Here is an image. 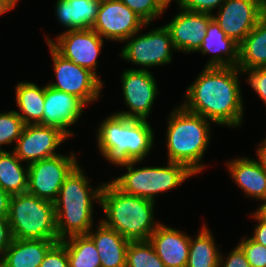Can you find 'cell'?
<instances>
[{
	"mask_svg": "<svg viewBox=\"0 0 266 267\" xmlns=\"http://www.w3.org/2000/svg\"><path fill=\"white\" fill-rule=\"evenodd\" d=\"M238 67H204L187 87L182 106L218 125L238 127L242 123L243 101Z\"/></svg>",
	"mask_w": 266,
	"mask_h": 267,
	"instance_id": "obj_1",
	"label": "cell"
},
{
	"mask_svg": "<svg viewBox=\"0 0 266 267\" xmlns=\"http://www.w3.org/2000/svg\"><path fill=\"white\" fill-rule=\"evenodd\" d=\"M104 183L90 188L89 181L78 165L62 184L54 203L59 241L86 235L93 227V203L101 200Z\"/></svg>",
	"mask_w": 266,
	"mask_h": 267,
	"instance_id": "obj_2",
	"label": "cell"
},
{
	"mask_svg": "<svg viewBox=\"0 0 266 267\" xmlns=\"http://www.w3.org/2000/svg\"><path fill=\"white\" fill-rule=\"evenodd\" d=\"M100 204L107 219L100 220L129 241H145L161 223H155L154 202L127 195L110 181L104 183Z\"/></svg>",
	"mask_w": 266,
	"mask_h": 267,
	"instance_id": "obj_3",
	"label": "cell"
},
{
	"mask_svg": "<svg viewBox=\"0 0 266 267\" xmlns=\"http://www.w3.org/2000/svg\"><path fill=\"white\" fill-rule=\"evenodd\" d=\"M98 147L112 164L142 161L153 147L154 134L147 120L112 114L99 126Z\"/></svg>",
	"mask_w": 266,
	"mask_h": 267,
	"instance_id": "obj_4",
	"label": "cell"
},
{
	"mask_svg": "<svg viewBox=\"0 0 266 267\" xmlns=\"http://www.w3.org/2000/svg\"><path fill=\"white\" fill-rule=\"evenodd\" d=\"M210 122L182 105L171 112L166 140L168 161L185 165L195 175L204 169L202 158L210 141Z\"/></svg>",
	"mask_w": 266,
	"mask_h": 267,
	"instance_id": "obj_5",
	"label": "cell"
},
{
	"mask_svg": "<svg viewBox=\"0 0 266 267\" xmlns=\"http://www.w3.org/2000/svg\"><path fill=\"white\" fill-rule=\"evenodd\" d=\"M8 220L15 239L59 241L51 201L28 192L11 195Z\"/></svg>",
	"mask_w": 266,
	"mask_h": 267,
	"instance_id": "obj_6",
	"label": "cell"
},
{
	"mask_svg": "<svg viewBox=\"0 0 266 267\" xmlns=\"http://www.w3.org/2000/svg\"><path fill=\"white\" fill-rule=\"evenodd\" d=\"M140 161H127L116 165L127 167V173L111 181L121 192L154 201L158 193L171 190L194 175L185 165L168 161L163 167H141L134 169Z\"/></svg>",
	"mask_w": 266,
	"mask_h": 267,
	"instance_id": "obj_7",
	"label": "cell"
},
{
	"mask_svg": "<svg viewBox=\"0 0 266 267\" xmlns=\"http://www.w3.org/2000/svg\"><path fill=\"white\" fill-rule=\"evenodd\" d=\"M78 165L73 153L70 156L59 154L29 164L27 192L54 202L62 184Z\"/></svg>",
	"mask_w": 266,
	"mask_h": 267,
	"instance_id": "obj_8",
	"label": "cell"
},
{
	"mask_svg": "<svg viewBox=\"0 0 266 267\" xmlns=\"http://www.w3.org/2000/svg\"><path fill=\"white\" fill-rule=\"evenodd\" d=\"M57 82L49 83L54 89L64 91L79 98L85 105L96 101L103 83L91 70L75 64L58 54L50 45Z\"/></svg>",
	"mask_w": 266,
	"mask_h": 267,
	"instance_id": "obj_9",
	"label": "cell"
},
{
	"mask_svg": "<svg viewBox=\"0 0 266 267\" xmlns=\"http://www.w3.org/2000/svg\"><path fill=\"white\" fill-rule=\"evenodd\" d=\"M137 34H133L126 40L128 42L121 50L123 59L145 67L140 70L170 63L171 49L175 50V48L166 26L155 28L140 36Z\"/></svg>",
	"mask_w": 266,
	"mask_h": 267,
	"instance_id": "obj_10",
	"label": "cell"
},
{
	"mask_svg": "<svg viewBox=\"0 0 266 267\" xmlns=\"http://www.w3.org/2000/svg\"><path fill=\"white\" fill-rule=\"evenodd\" d=\"M148 26L140 16L119 0H101L92 29L102 38L126 41L133 34Z\"/></svg>",
	"mask_w": 266,
	"mask_h": 267,
	"instance_id": "obj_11",
	"label": "cell"
},
{
	"mask_svg": "<svg viewBox=\"0 0 266 267\" xmlns=\"http://www.w3.org/2000/svg\"><path fill=\"white\" fill-rule=\"evenodd\" d=\"M266 12V0H226L212 16L227 37L240 44Z\"/></svg>",
	"mask_w": 266,
	"mask_h": 267,
	"instance_id": "obj_12",
	"label": "cell"
},
{
	"mask_svg": "<svg viewBox=\"0 0 266 267\" xmlns=\"http://www.w3.org/2000/svg\"><path fill=\"white\" fill-rule=\"evenodd\" d=\"M123 96L130 111L114 113L135 120H147L158 93L154 76L148 70H124L121 77Z\"/></svg>",
	"mask_w": 266,
	"mask_h": 267,
	"instance_id": "obj_13",
	"label": "cell"
},
{
	"mask_svg": "<svg viewBox=\"0 0 266 267\" xmlns=\"http://www.w3.org/2000/svg\"><path fill=\"white\" fill-rule=\"evenodd\" d=\"M58 54L75 64L96 73L97 57L101 52L104 39L93 29L66 30L57 37V41L47 38Z\"/></svg>",
	"mask_w": 266,
	"mask_h": 267,
	"instance_id": "obj_14",
	"label": "cell"
},
{
	"mask_svg": "<svg viewBox=\"0 0 266 267\" xmlns=\"http://www.w3.org/2000/svg\"><path fill=\"white\" fill-rule=\"evenodd\" d=\"M67 136L54 127L40 124L25 125L13 152L28 165L59 155L55 152Z\"/></svg>",
	"mask_w": 266,
	"mask_h": 267,
	"instance_id": "obj_15",
	"label": "cell"
},
{
	"mask_svg": "<svg viewBox=\"0 0 266 267\" xmlns=\"http://www.w3.org/2000/svg\"><path fill=\"white\" fill-rule=\"evenodd\" d=\"M85 104L76 96L45 86L42 125L62 131L68 138V130L81 117Z\"/></svg>",
	"mask_w": 266,
	"mask_h": 267,
	"instance_id": "obj_16",
	"label": "cell"
},
{
	"mask_svg": "<svg viewBox=\"0 0 266 267\" xmlns=\"http://www.w3.org/2000/svg\"><path fill=\"white\" fill-rule=\"evenodd\" d=\"M210 13L190 12L181 9L166 28L168 29L175 50L197 52L206 36L209 22L213 19Z\"/></svg>",
	"mask_w": 266,
	"mask_h": 267,
	"instance_id": "obj_17",
	"label": "cell"
},
{
	"mask_svg": "<svg viewBox=\"0 0 266 267\" xmlns=\"http://www.w3.org/2000/svg\"><path fill=\"white\" fill-rule=\"evenodd\" d=\"M165 267H186L190 237L175 228L160 224L148 239Z\"/></svg>",
	"mask_w": 266,
	"mask_h": 267,
	"instance_id": "obj_18",
	"label": "cell"
},
{
	"mask_svg": "<svg viewBox=\"0 0 266 267\" xmlns=\"http://www.w3.org/2000/svg\"><path fill=\"white\" fill-rule=\"evenodd\" d=\"M197 52L213 54L205 67H237L239 62V44L227 37L214 19L209 22L206 36Z\"/></svg>",
	"mask_w": 266,
	"mask_h": 267,
	"instance_id": "obj_19",
	"label": "cell"
},
{
	"mask_svg": "<svg viewBox=\"0 0 266 267\" xmlns=\"http://www.w3.org/2000/svg\"><path fill=\"white\" fill-rule=\"evenodd\" d=\"M87 235L93 240L98 250L102 267H126V250L129 240L102 221L97 226L96 233H93L91 229Z\"/></svg>",
	"mask_w": 266,
	"mask_h": 267,
	"instance_id": "obj_20",
	"label": "cell"
},
{
	"mask_svg": "<svg viewBox=\"0 0 266 267\" xmlns=\"http://www.w3.org/2000/svg\"><path fill=\"white\" fill-rule=\"evenodd\" d=\"M231 176L246 196L260 201L266 199V171L259 162L250 158H237L227 163Z\"/></svg>",
	"mask_w": 266,
	"mask_h": 267,
	"instance_id": "obj_21",
	"label": "cell"
},
{
	"mask_svg": "<svg viewBox=\"0 0 266 267\" xmlns=\"http://www.w3.org/2000/svg\"><path fill=\"white\" fill-rule=\"evenodd\" d=\"M59 241L15 239L1 256L5 267H39L48 250Z\"/></svg>",
	"mask_w": 266,
	"mask_h": 267,
	"instance_id": "obj_22",
	"label": "cell"
},
{
	"mask_svg": "<svg viewBox=\"0 0 266 267\" xmlns=\"http://www.w3.org/2000/svg\"><path fill=\"white\" fill-rule=\"evenodd\" d=\"M100 3L101 0H57L56 17L68 31L92 29Z\"/></svg>",
	"mask_w": 266,
	"mask_h": 267,
	"instance_id": "obj_23",
	"label": "cell"
},
{
	"mask_svg": "<svg viewBox=\"0 0 266 267\" xmlns=\"http://www.w3.org/2000/svg\"><path fill=\"white\" fill-rule=\"evenodd\" d=\"M237 67L241 72L266 67V12L239 44Z\"/></svg>",
	"mask_w": 266,
	"mask_h": 267,
	"instance_id": "obj_24",
	"label": "cell"
},
{
	"mask_svg": "<svg viewBox=\"0 0 266 267\" xmlns=\"http://www.w3.org/2000/svg\"><path fill=\"white\" fill-rule=\"evenodd\" d=\"M15 91L16 103L22 112H17V114L22 118L24 124L42 125L45 86L40 88L32 82H20Z\"/></svg>",
	"mask_w": 266,
	"mask_h": 267,
	"instance_id": "obj_25",
	"label": "cell"
},
{
	"mask_svg": "<svg viewBox=\"0 0 266 267\" xmlns=\"http://www.w3.org/2000/svg\"><path fill=\"white\" fill-rule=\"evenodd\" d=\"M21 163L13 151L0 152V187L10 195L27 192L28 165L23 167Z\"/></svg>",
	"mask_w": 266,
	"mask_h": 267,
	"instance_id": "obj_26",
	"label": "cell"
},
{
	"mask_svg": "<svg viewBox=\"0 0 266 267\" xmlns=\"http://www.w3.org/2000/svg\"><path fill=\"white\" fill-rule=\"evenodd\" d=\"M210 230L203 226L196 239L190 237L186 267H219L220 255Z\"/></svg>",
	"mask_w": 266,
	"mask_h": 267,
	"instance_id": "obj_27",
	"label": "cell"
},
{
	"mask_svg": "<svg viewBox=\"0 0 266 267\" xmlns=\"http://www.w3.org/2000/svg\"><path fill=\"white\" fill-rule=\"evenodd\" d=\"M67 250L69 267H102L93 240L86 235H76L61 241Z\"/></svg>",
	"mask_w": 266,
	"mask_h": 267,
	"instance_id": "obj_28",
	"label": "cell"
},
{
	"mask_svg": "<svg viewBox=\"0 0 266 267\" xmlns=\"http://www.w3.org/2000/svg\"><path fill=\"white\" fill-rule=\"evenodd\" d=\"M126 267H165L149 240L130 241L126 250Z\"/></svg>",
	"mask_w": 266,
	"mask_h": 267,
	"instance_id": "obj_29",
	"label": "cell"
},
{
	"mask_svg": "<svg viewBox=\"0 0 266 267\" xmlns=\"http://www.w3.org/2000/svg\"><path fill=\"white\" fill-rule=\"evenodd\" d=\"M25 124L17 111L0 113V152L1 145L11 144L21 136Z\"/></svg>",
	"mask_w": 266,
	"mask_h": 267,
	"instance_id": "obj_30",
	"label": "cell"
},
{
	"mask_svg": "<svg viewBox=\"0 0 266 267\" xmlns=\"http://www.w3.org/2000/svg\"><path fill=\"white\" fill-rule=\"evenodd\" d=\"M140 16L146 23H150L164 13L170 4L169 0H119Z\"/></svg>",
	"mask_w": 266,
	"mask_h": 267,
	"instance_id": "obj_31",
	"label": "cell"
},
{
	"mask_svg": "<svg viewBox=\"0 0 266 267\" xmlns=\"http://www.w3.org/2000/svg\"><path fill=\"white\" fill-rule=\"evenodd\" d=\"M247 257L251 267H266V246L257 243L251 237L238 244Z\"/></svg>",
	"mask_w": 266,
	"mask_h": 267,
	"instance_id": "obj_32",
	"label": "cell"
},
{
	"mask_svg": "<svg viewBox=\"0 0 266 267\" xmlns=\"http://www.w3.org/2000/svg\"><path fill=\"white\" fill-rule=\"evenodd\" d=\"M39 267H69V259L65 245L56 242L46 253Z\"/></svg>",
	"mask_w": 266,
	"mask_h": 267,
	"instance_id": "obj_33",
	"label": "cell"
},
{
	"mask_svg": "<svg viewBox=\"0 0 266 267\" xmlns=\"http://www.w3.org/2000/svg\"><path fill=\"white\" fill-rule=\"evenodd\" d=\"M176 1V0H175ZM226 0H177L180 9L190 12L210 13Z\"/></svg>",
	"mask_w": 266,
	"mask_h": 267,
	"instance_id": "obj_34",
	"label": "cell"
},
{
	"mask_svg": "<svg viewBox=\"0 0 266 267\" xmlns=\"http://www.w3.org/2000/svg\"><path fill=\"white\" fill-rule=\"evenodd\" d=\"M244 72H248L247 82L266 105V67L249 69Z\"/></svg>",
	"mask_w": 266,
	"mask_h": 267,
	"instance_id": "obj_35",
	"label": "cell"
},
{
	"mask_svg": "<svg viewBox=\"0 0 266 267\" xmlns=\"http://www.w3.org/2000/svg\"><path fill=\"white\" fill-rule=\"evenodd\" d=\"M224 258L220 255L219 267H251L247 257L239 246L235 247L228 256Z\"/></svg>",
	"mask_w": 266,
	"mask_h": 267,
	"instance_id": "obj_36",
	"label": "cell"
},
{
	"mask_svg": "<svg viewBox=\"0 0 266 267\" xmlns=\"http://www.w3.org/2000/svg\"><path fill=\"white\" fill-rule=\"evenodd\" d=\"M13 240L8 218L0 217V256L4 254Z\"/></svg>",
	"mask_w": 266,
	"mask_h": 267,
	"instance_id": "obj_37",
	"label": "cell"
},
{
	"mask_svg": "<svg viewBox=\"0 0 266 267\" xmlns=\"http://www.w3.org/2000/svg\"><path fill=\"white\" fill-rule=\"evenodd\" d=\"M253 218H255L259 223L254 229V234L252 239L263 246H266V221L262 220L255 212L252 213Z\"/></svg>",
	"mask_w": 266,
	"mask_h": 267,
	"instance_id": "obj_38",
	"label": "cell"
},
{
	"mask_svg": "<svg viewBox=\"0 0 266 267\" xmlns=\"http://www.w3.org/2000/svg\"><path fill=\"white\" fill-rule=\"evenodd\" d=\"M11 195L0 187V217L8 218Z\"/></svg>",
	"mask_w": 266,
	"mask_h": 267,
	"instance_id": "obj_39",
	"label": "cell"
},
{
	"mask_svg": "<svg viewBox=\"0 0 266 267\" xmlns=\"http://www.w3.org/2000/svg\"><path fill=\"white\" fill-rule=\"evenodd\" d=\"M257 150L258 162L261 167L266 171V138L260 143Z\"/></svg>",
	"mask_w": 266,
	"mask_h": 267,
	"instance_id": "obj_40",
	"label": "cell"
},
{
	"mask_svg": "<svg viewBox=\"0 0 266 267\" xmlns=\"http://www.w3.org/2000/svg\"><path fill=\"white\" fill-rule=\"evenodd\" d=\"M263 204L255 211V213L262 219L266 221V199L262 200Z\"/></svg>",
	"mask_w": 266,
	"mask_h": 267,
	"instance_id": "obj_41",
	"label": "cell"
},
{
	"mask_svg": "<svg viewBox=\"0 0 266 267\" xmlns=\"http://www.w3.org/2000/svg\"><path fill=\"white\" fill-rule=\"evenodd\" d=\"M8 10L10 11L12 10V8L5 1L0 0V15L7 12Z\"/></svg>",
	"mask_w": 266,
	"mask_h": 267,
	"instance_id": "obj_42",
	"label": "cell"
},
{
	"mask_svg": "<svg viewBox=\"0 0 266 267\" xmlns=\"http://www.w3.org/2000/svg\"><path fill=\"white\" fill-rule=\"evenodd\" d=\"M5 1L11 8H14L18 0H2Z\"/></svg>",
	"mask_w": 266,
	"mask_h": 267,
	"instance_id": "obj_43",
	"label": "cell"
},
{
	"mask_svg": "<svg viewBox=\"0 0 266 267\" xmlns=\"http://www.w3.org/2000/svg\"><path fill=\"white\" fill-rule=\"evenodd\" d=\"M0 267H5V263L2 257H0Z\"/></svg>",
	"mask_w": 266,
	"mask_h": 267,
	"instance_id": "obj_44",
	"label": "cell"
}]
</instances>
